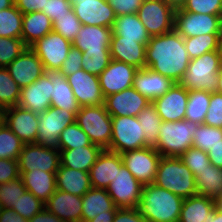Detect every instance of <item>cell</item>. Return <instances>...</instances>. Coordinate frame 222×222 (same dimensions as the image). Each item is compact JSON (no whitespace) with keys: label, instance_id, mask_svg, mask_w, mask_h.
<instances>
[{"label":"cell","instance_id":"48","mask_svg":"<svg viewBox=\"0 0 222 222\" xmlns=\"http://www.w3.org/2000/svg\"><path fill=\"white\" fill-rule=\"evenodd\" d=\"M53 31L61 34L65 39L73 42L77 37L82 23L76 17L74 10L68 12V15L58 17V19L52 24Z\"/></svg>","mask_w":222,"mask_h":222},{"label":"cell","instance_id":"59","mask_svg":"<svg viewBox=\"0 0 222 222\" xmlns=\"http://www.w3.org/2000/svg\"><path fill=\"white\" fill-rule=\"evenodd\" d=\"M210 163L218 168H222V141L211 147L208 152Z\"/></svg>","mask_w":222,"mask_h":222},{"label":"cell","instance_id":"6","mask_svg":"<svg viewBox=\"0 0 222 222\" xmlns=\"http://www.w3.org/2000/svg\"><path fill=\"white\" fill-rule=\"evenodd\" d=\"M75 122L87 134L93 144L103 149L110 146L112 138V117L104 104L80 107Z\"/></svg>","mask_w":222,"mask_h":222},{"label":"cell","instance_id":"8","mask_svg":"<svg viewBox=\"0 0 222 222\" xmlns=\"http://www.w3.org/2000/svg\"><path fill=\"white\" fill-rule=\"evenodd\" d=\"M174 30L183 38L202 34H222V16L196 14L178 9L174 14Z\"/></svg>","mask_w":222,"mask_h":222},{"label":"cell","instance_id":"1","mask_svg":"<svg viewBox=\"0 0 222 222\" xmlns=\"http://www.w3.org/2000/svg\"><path fill=\"white\" fill-rule=\"evenodd\" d=\"M190 57L184 38L175 30L150 38L146 46V67L179 83Z\"/></svg>","mask_w":222,"mask_h":222},{"label":"cell","instance_id":"3","mask_svg":"<svg viewBox=\"0 0 222 222\" xmlns=\"http://www.w3.org/2000/svg\"><path fill=\"white\" fill-rule=\"evenodd\" d=\"M153 183L183 199L197 195L194 174L179 157L161 156Z\"/></svg>","mask_w":222,"mask_h":222},{"label":"cell","instance_id":"49","mask_svg":"<svg viewBox=\"0 0 222 222\" xmlns=\"http://www.w3.org/2000/svg\"><path fill=\"white\" fill-rule=\"evenodd\" d=\"M179 158L192 171L194 177L211 164L207 152L193 146L188 148Z\"/></svg>","mask_w":222,"mask_h":222},{"label":"cell","instance_id":"67","mask_svg":"<svg viewBox=\"0 0 222 222\" xmlns=\"http://www.w3.org/2000/svg\"><path fill=\"white\" fill-rule=\"evenodd\" d=\"M217 209L222 213V194L215 199Z\"/></svg>","mask_w":222,"mask_h":222},{"label":"cell","instance_id":"34","mask_svg":"<svg viewBox=\"0 0 222 222\" xmlns=\"http://www.w3.org/2000/svg\"><path fill=\"white\" fill-rule=\"evenodd\" d=\"M112 36H122L124 39L136 40L144 45H147L151 38L137 14L116 16Z\"/></svg>","mask_w":222,"mask_h":222},{"label":"cell","instance_id":"37","mask_svg":"<svg viewBox=\"0 0 222 222\" xmlns=\"http://www.w3.org/2000/svg\"><path fill=\"white\" fill-rule=\"evenodd\" d=\"M211 92L199 89L188 91L185 120L203 124L210 103Z\"/></svg>","mask_w":222,"mask_h":222},{"label":"cell","instance_id":"18","mask_svg":"<svg viewBox=\"0 0 222 222\" xmlns=\"http://www.w3.org/2000/svg\"><path fill=\"white\" fill-rule=\"evenodd\" d=\"M117 209L106 189L92 187L82 196L81 222L92 219L113 222Z\"/></svg>","mask_w":222,"mask_h":222},{"label":"cell","instance_id":"24","mask_svg":"<svg viewBox=\"0 0 222 222\" xmlns=\"http://www.w3.org/2000/svg\"><path fill=\"white\" fill-rule=\"evenodd\" d=\"M174 84L170 78L145 67L135 73L132 87L153 102L170 90Z\"/></svg>","mask_w":222,"mask_h":222},{"label":"cell","instance_id":"21","mask_svg":"<svg viewBox=\"0 0 222 222\" xmlns=\"http://www.w3.org/2000/svg\"><path fill=\"white\" fill-rule=\"evenodd\" d=\"M188 90L175 83L164 95L155 99L152 104L161 118V121L175 122L185 119Z\"/></svg>","mask_w":222,"mask_h":222},{"label":"cell","instance_id":"14","mask_svg":"<svg viewBox=\"0 0 222 222\" xmlns=\"http://www.w3.org/2000/svg\"><path fill=\"white\" fill-rule=\"evenodd\" d=\"M106 191L117 208H138L143 185L123 164Z\"/></svg>","mask_w":222,"mask_h":222},{"label":"cell","instance_id":"53","mask_svg":"<svg viewBox=\"0 0 222 222\" xmlns=\"http://www.w3.org/2000/svg\"><path fill=\"white\" fill-rule=\"evenodd\" d=\"M72 10V4L70 0H47L46 8L42 11L45 13L52 24L63 15H68V12Z\"/></svg>","mask_w":222,"mask_h":222},{"label":"cell","instance_id":"36","mask_svg":"<svg viewBox=\"0 0 222 222\" xmlns=\"http://www.w3.org/2000/svg\"><path fill=\"white\" fill-rule=\"evenodd\" d=\"M197 195L218 198L222 194V168L208 165L195 177Z\"/></svg>","mask_w":222,"mask_h":222},{"label":"cell","instance_id":"51","mask_svg":"<svg viewBox=\"0 0 222 222\" xmlns=\"http://www.w3.org/2000/svg\"><path fill=\"white\" fill-rule=\"evenodd\" d=\"M181 9L196 14L222 16V0H186Z\"/></svg>","mask_w":222,"mask_h":222},{"label":"cell","instance_id":"32","mask_svg":"<svg viewBox=\"0 0 222 222\" xmlns=\"http://www.w3.org/2000/svg\"><path fill=\"white\" fill-rule=\"evenodd\" d=\"M22 180L26 191L45 203L56 191V172L32 170L24 172Z\"/></svg>","mask_w":222,"mask_h":222},{"label":"cell","instance_id":"45","mask_svg":"<svg viewBox=\"0 0 222 222\" xmlns=\"http://www.w3.org/2000/svg\"><path fill=\"white\" fill-rule=\"evenodd\" d=\"M92 142L87 134L76 123L68 125L59 136L58 149H73L91 145Z\"/></svg>","mask_w":222,"mask_h":222},{"label":"cell","instance_id":"19","mask_svg":"<svg viewBox=\"0 0 222 222\" xmlns=\"http://www.w3.org/2000/svg\"><path fill=\"white\" fill-rule=\"evenodd\" d=\"M150 103L133 87L111 94L104 99V106L111 117H136Z\"/></svg>","mask_w":222,"mask_h":222},{"label":"cell","instance_id":"9","mask_svg":"<svg viewBox=\"0 0 222 222\" xmlns=\"http://www.w3.org/2000/svg\"><path fill=\"white\" fill-rule=\"evenodd\" d=\"M175 10L163 0H144L137 15L151 37L174 30Z\"/></svg>","mask_w":222,"mask_h":222},{"label":"cell","instance_id":"42","mask_svg":"<svg viewBox=\"0 0 222 222\" xmlns=\"http://www.w3.org/2000/svg\"><path fill=\"white\" fill-rule=\"evenodd\" d=\"M24 143L2 121L0 124V159L18 160Z\"/></svg>","mask_w":222,"mask_h":222},{"label":"cell","instance_id":"52","mask_svg":"<svg viewBox=\"0 0 222 222\" xmlns=\"http://www.w3.org/2000/svg\"><path fill=\"white\" fill-rule=\"evenodd\" d=\"M205 125L222 128V95L211 92L210 103L205 116Z\"/></svg>","mask_w":222,"mask_h":222},{"label":"cell","instance_id":"50","mask_svg":"<svg viewBox=\"0 0 222 222\" xmlns=\"http://www.w3.org/2000/svg\"><path fill=\"white\" fill-rule=\"evenodd\" d=\"M26 191L22 177L0 184V201L3 208H12L18 197Z\"/></svg>","mask_w":222,"mask_h":222},{"label":"cell","instance_id":"63","mask_svg":"<svg viewBox=\"0 0 222 222\" xmlns=\"http://www.w3.org/2000/svg\"><path fill=\"white\" fill-rule=\"evenodd\" d=\"M163 1L174 10L181 9L186 2V0H163Z\"/></svg>","mask_w":222,"mask_h":222},{"label":"cell","instance_id":"7","mask_svg":"<svg viewBox=\"0 0 222 222\" xmlns=\"http://www.w3.org/2000/svg\"><path fill=\"white\" fill-rule=\"evenodd\" d=\"M148 146L144 131L136 117H112V138L106 150L121 154Z\"/></svg>","mask_w":222,"mask_h":222},{"label":"cell","instance_id":"68","mask_svg":"<svg viewBox=\"0 0 222 222\" xmlns=\"http://www.w3.org/2000/svg\"><path fill=\"white\" fill-rule=\"evenodd\" d=\"M87 222H102V221L101 220L92 219V220H89Z\"/></svg>","mask_w":222,"mask_h":222},{"label":"cell","instance_id":"56","mask_svg":"<svg viewBox=\"0 0 222 222\" xmlns=\"http://www.w3.org/2000/svg\"><path fill=\"white\" fill-rule=\"evenodd\" d=\"M20 177L18 160L0 159V184Z\"/></svg>","mask_w":222,"mask_h":222},{"label":"cell","instance_id":"58","mask_svg":"<svg viewBox=\"0 0 222 222\" xmlns=\"http://www.w3.org/2000/svg\"><path fill=\"white\" fill-rule=\"evenodd\" d=\"M47 0H14V5L22 13L43 11L46 8Z\"/></svg>","mask_w":222,"mask_h":222},{"label":"cell","instance_id":"43","mask_svg":"<svg viewBox=\"0 0 222 222\" xmlns=\"http://www.w3.org/2000/svg\"><path fill=\"white\" fill-rule=\"evenodd\" d=\"M222 141V128L199 124L193 133L192 146L205 152Z\"/></svg>","mask_w":222,"mask_h":222},{"label":"cell","instance_id":"26","mask_svg":"<svg viewBox=\"0 0 222 222\" xmlns=\"http://www.w3.org/2000/svg\"><path fill=\"white\" fill-rule=\"evenodd\" d=\"M146 46L136 42V40L124 39L122 36H112L110 42L111 58L137 69L145 68Z\"/></svg>","mask_w":222,"mask_h":222},{"label":"cell","instance_id":"62","mask_svg":"<svg viewBox=\"0 0 222 222\" xmlns=\"http://www.w3.org/2000/svg\"><path fill=\"white\" fill-rule=\"evenodd\" d=\"M206 222H222V213L215 207L208 214V220Z\"/></svg>","mask_w":222,"mask_h":222},{"label":"cell","instance_id":"44","mask_svg":"<svg viewBox=\"0 0 222 222\" xmlns=\"http://www.w3.org/2000/svg\"><path fill=\"white\" fill-rule=\"evenodd\" d=\"M111 60L110 50H86L83 52L82 68L90 74L99 76Z\"/></svg>","mask_w":222,"mask_h":222},{"label":"cell","instance_id":"27","mask_svg":"<svg viewBox=\"0 0 222 222\" xmlns=\"http://www.w3.org/2000/svg\"><path fill=\"white\" fill-rule=\"evenodd\" d=\"M45 209L66 222H81L82 197L56 189L44 203Z\"/></svg>","mask_w":222,"mask_h":222},{"label":"cell","instance_id":"39","mask_svg":"<svg viewBox=\"0 0 222 222\" xmlns=\"http://www.w3.org/2000/svg\"><path fill=\"white\" fill-rule=\"evenodd\" d=\"M23 14L15 5L0 10V37L21 38Z\"/></svg>","mask_w":222,"mask_h":222},{"label":"cell","instance_id":"30","mask_svg":"<svg viewBox=\"0 0 222 222\" xmlns=\"http://www.w3.org/2000/svg\"><path fill=\"white\" fill-rule=\"evenodd\" d=\"M104 149L96 144L73 149H59L61 165L89 172Z\"/></svg>","mask_w":222,"mask_h":222},{"label":"cell","instance_id":"65","mask_svg":"<svg viewBox=\"0 0 222 222\" xmlns=\"http://www.w3.org/2000/svg\"><path fill=\"white\" fill-rule=\"evenodd\" d=\"M215 92L222 95V68L220 69L218 73L217 89Z\"/></svg>","mask_w":222,"mask_h":222},{"label":"cell","instance_id":"23","mask_svg":"<svg viewBox=\"0 0 222 222\" xmlns=\"http://www.w3.org/2000/svg\"><path fill=\"white\" fill-rule=\"evenodd\" d=\"M6 68L20 88L34 83L45 73L43 63L29 47Z\"/></svg>","mask_w":222,"mask_h":222},{"label":"cell","instance_id":"41","mask_svg":"<svg viewBox=\"0 0 222 222\" xmlns=\"http://www.w3.org/2000/svg\"><path fill=\"white\" fill-rule=\"evenodd\" d=\"M222 34H202L184 38V44L190 59L198 58L205 53L217 51L219 38Z\"/></svg>","mask_w":222,"mask_h":222},{"label":"cell","instance_id":"4","mask_svg":"<svg viewBox=\"0 0 222 222\" xmlns=\"http://www.w3.org/2000/svg\"><path fill=\"white\" fill-rule=\"evenodd\" d=\"M221 69L217 51H211L198 58L190 60L187 71L179 84L188 91L199 89L215 92L217 89L218 73Z\"/></svg>","mask_w":222,"mask_h":222},{"label":"cell","instance_id":"5","mask_svg":"<svg viewBox=\"0 0 222 222\" xmlns=\"http://www.w3.org/2000/svg\"><path fill=\"white\" fill-rule=\"evenodd\" d=\"M199 124L188 120L162 121L159 138L153 146L162 157H180L192 147L193 133Z\"/></svg>","mask_w":222,"mask_h":222},{"label":"cell","instance_id":"28","mask_svg":"<svg viewBox=\"0 0 222 222\" xmlns=\"http://www.w3.org/2000/svg\"><path fill=\"white\" fill-rule=\"evenodd\" d=\"M112 28L82 25L73 46L81 52L86 50H110Z\"/></svg>","mask_w":222,"mask_h":222},{"label":"cell","instance_id":"64","mask_svg":"<svg viewBox=\"0 0 222 222\" xmlns=\"http://www.w3.org/2000/svg\"><path fill=\"white\" fill-rule=\"evenodd\" d=\"M14 5V0H0V10L10 8Z\"/></svg>","mask_w":222,"mask_h":222},{"label":"cell","instance_id":"55","mask_svg":"<svg viewBox=\"0 0 222 222\" xmlns=\"http://www.w3.org/2000/svg\"><path fill=\"white\" fill-rule=\"evenodd\" d=\"M115 11L116 16L137 14L144 0H107Z\"/></svg>","mask_w":222,"mask_h":222},{"label":"cell","instance_id":"69","mask_svg":"<svg viewBox=\"0 0 222 222\" xmlns=\"http://www.w3.org/2000/svg\"><path fill=\"white\" fill-rule=\"evenodd\" d=\"M3 205H2V203H1V201H0V214H1V212L3 211Z\"/></svg>","mask_w":222,"mask_h":222},{"label":"cell","instance_id":"16","mask_svg":"<svg viewBox=\"0 0 222 222\" xmlns=\"http://www.w3.org/2000/svg\"><path fill=\"white\" fill-rule=\"evenodd\" d=\"M66 79L80 107L104 104L105 97L101 90L99 76L90 74L82 68L66 76Z\"/></svg>","mask_w":222,"mask_h":222},{"label":"cell","instance_id":"31","mask_svg":"<svg viewBox=\"0 0 222 222\" xmlns=\"http://www.w3.org/2000/svg\"><path fill=\"white\" fill-rule=\"evenodd\" d=\"M92 188L89 173L60 164L56 171V189L82 197Z\"/></svg>","mask_w":222,"mask_h":222},{"label":"cell","instance_id":"10","mask_svg":"<svg viewBox=\"0 0 222 222\" xmlns=\"http://www.w3.org/2000/svg\"><path fill=\"white\" fill-rule=\"evenodd\" d=\"M76 115L57 107H49L39 114L37 144L58 149L60 133L75 122Z\"/></svg>","mask_w":222,"mask_h":222},{"label":"cell","instance_id":"29","mask_svg":"<svg viewBox=\"0 0 222 222\" xmlns=\"http://www.w3.org/2000/svg\"><path fill=\"white\" fill-rule=\"evenodd\" d=\"M53 83L51 107L65 109L66 111L73 112L75 115L80 109V106L74 96L71 86L68 84L66 76L60 71H45Z\"/></svg>","mask_w":222,"mask_h":222},{"label":"cell","instance_id":"13","mask_svg":"<svg viewBox=\"0 0 222 222\" xmlns=\"http://www.w3.org/2000/svg\"><path fill=\"white\" fill-rule=\"evenodd\" d=\"M59 149L41 144H24L18 158L20 176L27 171L56 172L61 164Z\"/></svg>","mask_w":222,"mask_h":222},{"label":"cell","instance_id":"22","mask_svg":"<svg viewBox=\"0 0 222 222\" xmlns=\"http://www.w3.org/2000/svg\"><path fill=\"white\" fill-rule=\"evenodd\" d=\"M53 83L44 73L34 83L21 88L18 105L36 114H41L51 107Z\"/></svg>","mask_w":222,"mask_h":222},{"label":"cell","instance_id":"38","mask_svg":"<svg viewBox=\"0 0 222 222\" xmlns=\"http://www.w3.org/2000/svg\"><path fill=\"white\" fill-rule=\"evenodd\" d=\"M136 118L144 131L146 143L153 147L159 138V130L162 123L156 107L150 103Z\"/></svg>","mask_w":222,"mask_h":222},{"label":"cell","instance_id":"35","mask_svg":"<svg viewBox=\"0 0 222 222\" xmlns=\"http://www.w3.org/2000/svg\"><path fill=\"white\" fill-rule=\"evenodd\" d=\"M216 207L214 198L194 195L183 200L179 222H206Z\"/></svg>","mask_w":222,"mask_h":222},{"label":"cell","instance_id":"20","mask_svg":"<svg viewBox=\"0 0 222 222\" xmlns=\"http://www.w3.org/2000/svg\"><path fill=\"white\" fill-rule=\"evenodd\" d=\"M137 68L111 60L108 67L99 75V82L104 97L131 88Z\"/></svg>","mask_w":222,"mask_h":222},{"label":"cell","instance_id":"15","mask_svg":"<svg viewBox=\"0 0 222 222\" xmlns=\"http://www.w3.org/2000/svg\"><path fill=\"white\" fill-rule=\"evenodd\" d=\"M2 121L24 143H37L39 114L19 105L4 109Z\"/></svg>","mask_w":222,"mask_h":222},{"label":"cell","instance_id":"33","mask_svg":"<svg viewBox=\"0 0 222 222\" xmlns=\"http://www.w3.org/2000/svg\"><path fill=\"white\" fill-rule=\"evenodd\" d=\"M53 31L50 18L43 12L23 14L21 38L27 47Z\"/></svg>","mask_w":222,"mask_h":222},{"label":"cell","instance_id":"25","mask_svg":"<svg viewBox=\"0 0 222 222\" xmlns=\"http://www.w3.org/2000/svg\"><path fill=\"white\" fill-rule=\"evenodd\" d=\"M122 165L123 161L119 153L104 149L88 172L91 186L106 189Z\"/></svg>","mask_w":222,"mask_h":222},{"label":"cell","instance_id":"54","mask_svg":"<svg viewBox=\"0 0 222 222\" xmlns=\"http://www.w3.org/2000/svg\"><path fill=\"white\" fill-rule=\"evenodd\" d=\"M82 57L83 52L72 46L68 52L67 59L63 62L59 71L65 76H68L75 73L79 69H82Z\"/></svg>","mask_w":222,"mask_h":222},{"label":"cell","instance_id":"70","mask_svg":"<svg viewBox=\"0 0 222 222\" xmlns=\"http://www.w3.org/2000/svg\"><path fill=\"white\" fill-rule=\"evenodd\" d=\"M2 122V110H0V124Z\"/></svg>","mask_w":222,"mask_h":222},{"label":"cell","instance_id":"17","mask_svg":"<svg viewBox=\"0 0 222 222\" xmlns=\"http://www.w3.org/2000/svg\"><path fill=\"white\" fill-rule=\"evenodd\" d=\"M82 25L112 28L116 14L107 0H70Z\"/></svg>","mask_w":222,"mask_h":222},{"label":"cell","instance_id":"57","mask_svg":"<svg viewBox=\"0 0 222 222\" xmlns=\"http://www.w3.org/2000/svg\"><path fill=\"white\" fill-rule=\"evenodd\" d=\"M113 222H148L137 208H118Z\"/></svg>","mask_w":222,"mask_h":222},{"label":"cell","instance_id":"60","mask_svg":"<svg viewBox=\"0 0 222 222\" xmlns=\"http://www.w3.org/2000/svg\"><path fill=\"white\" fill-rule=\"evenodd\" d=\"M29 222H66L61 218L57 217L53 213L49 212L45 208L40 212L35 214Z\"/></svg>","mask_w":222,"mask_h":222},{"label":"cell","instance_id":"46","mask_svg":"<svg viewBox=\"0 0 222 222\" xmlns=\"http://www.w3.org/2000/svg\"><path fill=\"white\" fill-rule=\"evenodd\" d=\"M26 49L22 38L0 37V67L6 68Z\"/></svg>","mask_w":222,"mask_h":222},{"label":"cell","instance_id":"66","mask_svg":"<svg viewBox=\"0 0 222 222\" xmlns=\"http://www.w3.org/2000/svg\"><path fill=\"white\" fill-rule=\"evenodd\" d=\"M217 52H218V55H219L220 66L222 68V35L219 38Z\"/></svg>","mask_w":222,"mask_h":222},{"label":"cell","instance_id":"11","mask_svg":"<svg viewBox=\"0 0 222 222\" xmlns=\"http://www.w3.org/2000/svg\"><path fill=\"white\" fill-rule=\"evenodd\" d=\"M72 46V42L52 31L29 48L39 57L45 71H59Z\"/></svg>","mask_w":222,"mask_h":222},{"label":"cell","instance_id":"40","mask_svg":"<svg viewBox=\"0 0 222 222\" xmlns=\"http://www.w3.org/2000/svg\"><path fill=\"white\" fill-rule=\"evenodd\" d=\"M21 88L12 79L7 68L0 67V110L18 105Z\"/></svg>","mask_w":222,"mask_h":222},{"label":"cell","instance_id":"61","mask_svg":"<svg viewBox=\"0 0 222 222\" xmlns=\"http://www.w3.org/2000/svg\"><path fill=\"white\" fill-rule=\"evenodd\" d=\"M0 222H29L12 208H4L0 214Z\"/></svg>","mask_w":222,"mask_h":222},{"label":"cell","instance_id":"2","mask_svg":"<svg viewBox=\"0 0 222 222\" xmlns=\"http://www.w3.org/2000/svg\"><path fill=\"white\" fill-rule=\"evenodd\" d=\"M183 198L154 183L143 185L138 210L148 222H179Z\"/></svg>","mask_w":222,"mask_h":222},{"label":"cell","instance_id":"12","mask_svg":"<svg viewBox=\"0 0 222 222\" xmlns=\"http://www.w3.org/2000/svg\"><path fill=\"white\" fill-rule=\"evenodd\" d=\"M120 155L123 164L142 185L155 181L161 155L154 147H143Z\"/></svg>","mask_w":222,"mask_h":222},{"label":"cell","instance_id":"47","mask_svg":"<svg viewBox=\"0 0 222 222\" xmlns=\"http://www.w3.org/2000/svg\"><path fill=\"white\" fill-rule=\"evenodd\" d=\"M45 208V204L31 192L25 191L18 197L12 209L23 218L30 220L35 214L40 213Z\"/></svg>","mask_w":222,"mask_h":222}]
</instances>
